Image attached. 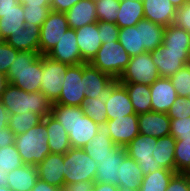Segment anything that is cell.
I'll list each match as a JSON object with an SVG mask.
<instances>
[{
	"label": "cell",
	"mask_w": 190,
	"mask_h": 191,
	"mask_svg": "<svg viewBox=\"0 0 190 191\" xmlns=\"http://www.w3.org/2000/svg\"><path fill=\"white\" fill-rule=\"evenodd\" d=\"M175 147L176 139L172 135L155 138L139 134L124 148L145 176L161 168L175 171Z\"/></svg>",
	"instance_id": "6da1fadb"
},
{
	"label": "cell",
	"mask_w": 190,
	"mask_h": 191,
	"mask_svg": "<svg viewBox=\"0 0 190 191\" xmlns=\"http://www.w3.org/2000/svg\"><path fill=\"white\" fill-rule=\"evenodd\" d=\"M50 115L65 128L72 148H83L98 131V125L85 115L82 107L52 103Z\"/></svg>",
	"instance_id": "7a4b0ae2"
},
{
	"label": "cell",
	"mask_w": 190,
	"mask_h": 191,
	"mask_svg": "<svg viewBox=\"0 0 190 191\" xmlns=\"http://www.w3.org/2000/svg\"><path fill=\"white\" fill-rule=\"evenodd\" d=\"M42 55L18 51L7 73L8 82L26 92H39L42 79Z\"/></svg>",
	"instance_id": "3957f363"
},
{
	"label": "cell",
	"mask_w": 190,
	"mask_h": 191,
	"mask_svg": "<svg viewBox=\"0 0 190 191\" xmlns=\"http://www.w3.org/2000/svg\"><path fill=\"white\" fill-rule=\"evenodd\" d=\"M9 115L33 112L45 117L50 115L51 101L39 92H26L12 84H8L0 98Z\"/></svg>",
	"instance_id": "277c9868"
},
{
	"label": "cell",
	"mask_w": 190,
	"mask_h": 191,
	"mask_svg": "<svg viewBox=\"0 0 190 191\" xmlns=\"http://www.w3.org/2000/svg\"><path fill=\"white\" fill-rule=\"evenodd\" d=\"M47 137L48 131L44 121L15 136L14 144L24 164L38 165L51 153Z\"/></svg>",
	"instance_id": "5b68a950"
},
{
	"label": "cell",
	"mask_w": 190,
	"mask_h": 191,
	"mask_svg": "<svg viewBox=\"0 0 190 191\" xmlns=\"http://www.w3.org/2000/svg\"><path fill=\"white\" fill-rule=\"evenodd\" d=\"M130 58L120 42L115 41L102 44L90 64L118 80Z\"/></svg>",
	"instance_id": "8992f818"
},
{
	"label": "cell",
	"mask_w": 190,
	"mask_h": 191,
	"mask_svg": "<svg viewBox=\"0 0 190 191\" xmlns=\"http://www.w3.org/2000/svg\"><path fill=\"white\" fill-rule=\"evenodd\" d=\"M97 163L81 148H71L64 154L65 185L95 180Z\"/></svg>",
	"instance_id": "52a82bcc"
},
{
	"label": "cell",
	"mask_w": 190,
	"mask_h": 191,
	"mask_svg": "<svg viewBox=\"0 0 190 191\" xmlns=\"http://www.w3.org/2000/svg\"><path fill=\"white\" fill-rule=\"evenodd\" d=\"M84 85V63L69 65L62 84L59 98L54 102L60 105L81 107L86 99Z\"/></svg>",
	"instance_id": "ba28073f"
},
{
	"label": "cell",
	"mask_w": 190,
	"mask_h": 191,
	"mask_svg": "<svg viewBox=\"0 0 190 191\" xmlns=\"http://www.w3.org/2000/svg\"><path fill=\"white\" fill-rule=\"evenodd\" d=\"M160 77L150 52L130 58L126 69L118 78L120 83H140L151 85Z\"/></svg>",
	"instance_id": "9c48e42d"
},
{
	"label": "cell",
	"mask_w": 190,
	"mask_h": 191,
	"mask_svg": "<svg viewBox=\"0 0 190 191\" xmlns=\"http://www.w3.org/2000/svg\"><path fill=\"white\" fill-rule=\"evenodd\" d=\"M69 65L42 55V79L40 91L54 103L60 96Z\"/></svg>",
	"instance_id": "30bf717a"
},
{
	"label": "cell",
	"mask_w": 190,
	"mask_h": 191,
	"mask_svg": "<svg viewBox=\"0 0 190 191\" xmlns=\"http://www.w3.org/2000/svg\"><path fill=\"white\" fill-rule=\"evenodd\" d=\"M69 29L65 13L52 11L40 27V55H47Z\"/></svg>",
	"instance_id": "8fae6325"
},
{
	"label": "cell",
	"mask_w": 190,
	"mask_h": 191,
	"mask_svg": "<svg viewBox=\"0 0 190 191\" xmlns=\"http://www.w3.org/2000/svg\"><path fill=\"white\" fill-rule=\"evenodd\" d=\"M150 54L160 77L169 78L181 67L190 63V51L168 50L163 44Z\"/></svg>",
	"instance_id": "7c38bea8"
},
{
	"label": "cell",
	"mask_w": 190,
	"mask_h": 191,
	"mask_svg": "<svg viewBox=\"0 0 190 191\" xmlns=\"http://www.w3.org/2000/svg\"><path fill=\"white\" fill-rule=\"evenodd\" d=\"M108 120L136 114L125 86L115 80L105 96Z\"/></svg>",
	"instance_id": "4fadbf2b"
},
{
	"label": "cell",
	"mask_w": 190,
	"mask_h": 191,
	"mask_svg": "<svg viewBox=\"0 0 190 191\" xmlns=\"http://www.w3.org/2000/svg\"><path fill=\"white\" fill-rule=\"evenodd\" d=\"M126 156V149L115 145L111 149L110 155L97 163L94 183H109L120 188L119 168Z\"/></svg>",
	"instance_id": "5bb4252c"
},
{
	"label": "cell",
	"mask_w": 190,
	"mask_h": 191,
	"mask_svg": "<svg viewBox=\"0 0 190 191\" xmlns=\"http://www.w3.org/2000/svg\"><path fill=\"white\" fill-rule=\"evenodd\" d=\"M110 138L115 145L127 146L137 135H139L138 115L131 114L107 120Z\"/></svg>",
	"instance_id": "9a60e30c"
},
{
	"label": "cell",
	"mask_w": 190,
	"mask_h": 191,
	"mask_svg": "<svg viewBox=\"0 0 190 191\" xmlns=\"http://www.w3.org/2000/svg\"><path fill=\"white\" fill-rule=\"evenodd\" d=\"M47 56L67 65L83 64L75 30L69 28Z\"/></svg>",
	"instance_id": "2e32d148"
},
{
	"label": "cell",
	"mask_w": 190,
	"mask_h": 191,
	"mask_svg": "<svg viewBox=\"0 0 190 191\" xmlns=\"http://www.w3.org/2000/svg\"><path fill=\"white\" fill-rule=\"evenodd\" d=\"M151 110L167 113L175 102L177 92L169 78L159 77L150 85Z\"/></svg>",
	"instance_id": "e0dca14e"
},
{
	"label": "cell",
	"mask_w": 190,
	"mask_h": 191,
	"mask_svg": "<svg viewBox=\"0 0 190 191\" xmlns=\"http://www.w3.org/2000/svg\"><path fill=\"white\" fill-rule=\"evenodd\" d=\"M64 167V155L50 153L37 165L38 179L63 190Z\"/></svg>",
	"instance_id": "ac0fdd59"
},
{
	"label": "cell",
	"mask_w": 190,
	"mask_h": 191,
	"mask_svg": "<svg viewBox=\"0 0 190 191\" xmlns=\"http://www.w3.org/2000/svg\"><path fill=\"white\" fill-rule=\"evenodd\" d=\"M75 33L83 62L90 63L102 45L97 22L80 27Z\"/></svg>",
	"instance_id": "d6986e66"
},
{
	"label": "cell",
	"mask_w": 190,
	"mask_h": 191,
	"mask_svg": "<svg viewBox=\"0 0 190 191\" xmlns=\"http://www.w3.org/2000/svg\"><path fill=\"white\" fill-rule=\"evenodd\" d=\"M115 79L101 72L90 63H84V85L86 98L105 97Z\"/></svg>",
	"instance_id": "ffe728a7"
},
{
	"label": "cell",
	"mask_w": 190,
	"mask_h": 191,
	"mask_svg": "<svg viewBox=\"0 0 190 191\" xmlns=\"http://www.w3.org/2000/svg\"><path fill=\"white\" fill-rule=\"evenodd\" d=\"M140 135L161 138L170 135V118L167 113L146 112L138 115Z\"/></svg>",
	"instance_id": "44dd1931"
},
{
	"label": "cell",
	"mask_w": 190,
	"mask_h": 191,
	"mask_svg": "<svg viewBox=\"0 0 190 191\" xmlns=\"http://www.w3.org/2000/svg\"><path fill=\"white\" fill-rule=\"evenodd\" d=\"M114 146L115 144L110 138L107 121H105L98 124L96 135L82 149L98 163L110 155V151Z\"/></svg>",
	"instance_id": "7402d4cb"
},
{
	"label": "cell",
	"mask_w": 190,
	"mask_h": 191,
	"mask_svg": "<svg viewBox=\"0 0 190 191\" xmlns=\"http://www.w3.org/2000/svg\"><path fill=\"white\" fill-rule=\"evenodd\" d=\"M144 19L163 26L173 24L177 8L169 0H142Z\"/></svg>",
	"instance_id": "603a6c76"
},
{
	"label": "cell",
	"mask_w": 190,
	"mask_h": 191,
	"mask_svg": "<svg viewBox=\"0 0 190 191\" xmlns=\"http://www.w3.org/2000/svg\"><path fill=\"white\" fill-rule=\"evenodd\" d=\"M5 41L18 51L39 53L40 26L25 23L23 30L11 34Z\"/></svg>",
	"instance_id": "cb8c5ba5"
},
{
	"label": "cell",
	"mask_w": 190,
	"mask_h": 191,
	"mask_svg": "<svg viewBox=\"0 0 190 191\" xmlns=\"http://www.w3.org/2000/svg\"><path fill=\"white\" fill-rule=\"evenodd\" d=\"M65 15L69 28L74 30L98 21L96 4L91 0H80L65 12Z\"/></svg>",
	"instance_id": "d4e9b609"
},
{
	"label": "cell",
	"mask_w": 190,
	"mask_h": 191,
	"mask_svg": "<svg viewBox=\"0 0 190 191\" xmlns=\"http://www.w3.org/2000/svg\"><path fill=\"white\" fill-rule=\"evenodd\" d=\"M48 131V143L52 154H65L72 147L65 128L53 116L47 115L43 118Z\"/></svg>",
	"instance_id": "484cf974"
},
{
	"label": "cell",
	"mask_w": 190,
	"mask_h": 191,
	"mask_svg": "<svg viewBox=\"0 0 190 191\" xmlns=\"http://www.w3.org/2000/svg\"><path fill=\"white\" fill-rule=\"evenodd\" d=\"M7 187L12 191H31L38 180L37 165L24 164L7 173Z\"/></svg>",
	"instance_id": "4316f807"
},
{
	"label": "cell",
	"mask_w": 190,
	"mask_h": 191,
	"mask_svg": "<svg viewBox=\"0 0 190 191\" xmlns=\"http://www.w3.org/2000/svg\"><path fill=\"white\" fill-rule=\"evenodd\" d=\"M144 19L142 0H120L116 25L119 28L132 27Z\"/></svg>",
	"instance_id": "83f0119b"
},
{
	"label": "cell",
	"mask_w": 190,
	"mask_h": 191,
	"mask_svg": "<svg viewBox=\"0 0 190 191\" xmlns=\"http://www.w3.org/2000/svg\"><path fill=\"white\" fill-rule=\"evenodd\" d=\"M136 27H140L141 46L147 52L156 50L162 44L165 26L143 19Z\"/></svg>",
	"instance_id": "f1b7e54d"
},
{
	"label": "cell",
	"mask_w": 190,
	"mask_h": 191,
	"mask_svg": "<svg viewBox=\"0 0 190 191\" xmlns=\"http://www.w3.org/2000/svg\"><path fill=\"white\" fill-rule=\"evenodd\" d=\"M119 168L120 188L138 191L144 177L140 166L128 155L124 158Z\"/></svg>",
	"instance_id": "f546056e"
},
{
	"label": "cell",
	"mask_w": 190,
	"mask_h": 191,
	"mask_svg": "<svg viewBox=\"0 0 190 191\" xmlns=\"http://www.w3.org/2000/svg\"><path fill=\"white\" fill-rule=\"evenodd\" d=\"M122 84L128 92L129 98L137 115L152 111L150 85L140 83Z\"/></svg>",
	"instance_id": "4dcf8cb0"
},
{
	"label": "cell",
	"mask_w": 190,
	"mask_h": 191,
	"mask_svg": "<svg viewBox=\"0 0 190 191\" xmlns=\"http://www.w3.org/2000/svg\"><path fill=\"white\" fill-rule=\"evenodd\" d=\"M25 25L23 5L19 2L16 9L3 14L0 18V39L5 41L11 34L23 30Z\"/></svg>",
	"instance_id": "1f68e13d"
},
{
	"label": "cell",
	"mask_w": 190,
	"mask_h": 191,
	"mask_svg": "<svg viewBox=\"0 0 190 191\" xmlns=\"http://www.w3.org/2000/svg\"><path fill=\"white\" fill-rule=\"evenodd\" d=\"M162 44L168 50L190 51V34L173 24L166 26Z\"/></svg>",
	"instance_id": "d6a6232c"
},
{
	"label": "cell",
	"mask_w": 190,
	"mask_h": 191,
	"mask_svg": "<svg viewBox=\"0 0 190 191\" xmlns=\"http://www.w3.org/2000/svg\"><path fill=\"white\" fill-rule=\"evenodd\" d=\"M176 173V171L163 168L149 173L142 178L138 191H166Z\"/></svg>",
	"instance_id": "836d02e7"
},
{
	"label": "cell",
	"mask_w": 190,
	"mask_h": 191,
	"mask_svg": "<svg viewBox=\"0 0 190 191\" xmlns=\"http://www.w3.org/2000/svg\"><path fill=\"white\" fill-rule=\"evenodd\" d=\"M118 41L130 57L147 52L141 46L140 27L132 26L120 28Z\"/></svg>",
	"instance_id": "e575fe53"
},
{
	"label": "cell",
	"mask_w": 190,
	"mask_h": 191,
	"mask_svg": "<svg viewBox=\"0 0 190 191\" xmlns=\"http://www.w3.org/2000/svg\"><path fill=\"white\" fill-rule=\"evenodd\" d=\"M43 116L33 112L14 114L9 116L8 127L13 131L15 136L26 132L43 121Z\"/></svg>",
	"instance_id": "d590c367"
},
{
	"label": "cell",
	"mask_w": 190,
	"mask_h": 191,
	"mask_svg": "<svg viewBox=\"0 0 190 191\" xmlns=\"http://www.w3.org/2000/svg\"><path fill=\"white\" fill-rule=\"evenodd\" d=\"M86 116H89L97 125L108 120L105 97L86 98L81 106Z\"/></svg>",
	"instance_id": "8d00e7d4"
},
{
	"label": "cell",
	"mask_w": 190,
	"mask_h": 191,
	"mask_svg": "<svg viewBox=\"0 0 190 191\" xmlns=\"http://www.w3.org/2000/svg\"><path fill=\"white\" fill-rule=\"evenodd\" d=\"M174 157L177 173L190 171V137L176 140Z\"/></svg>",
	"instance_id": "74e56055"
},
{
	"label": "cell",
	"mask_w": 190,
	"mask_h": 191,
	"mask_svg": "<svg viewBox=\"0 0 190 191\" xmlns=\"http://www.w3.org/2000/svg\"><path fill=\"white\" fill-rule=\"evenodd\" d=\"M24 165L15 144L0 148V170L9 173Z\"/></svg>",
	"instance_id": "f35d334b"
},
{
	"label": "cell",
	"mask_w": 190,
	"mask_h": 191,
	"mask_svg": "<svg viewBox=\"0 0 190 191\" xmlns=\"http://www.w3.org/2000/svg\"><path fill=\"white\" fill-rule=\"evenodd\" d=\"M169 79L177 92V96L188 97L190 94V63L181 67Z\"/></svg>",
	"instance_id": "ab89813d"
},
{
	"label": "cell",
	"mask_w": 190,
	"mask_h": 191,
	"mask_svg": "<svg viewBox=\"0 0 190 191\" xmlns=\"http://www.w3.org/2000/svg\"><path fill=\"white\" fill-rule=\"evenodd\" d=\"M120 0H100L96 3L98 21L116 23Z\"/></svg>",
	"instance_id": "60d3db41"
},
{
	"label": "cell",
	"mask_w": 190,
	"mask_h": 191,
	"mask_svg": "<svg viewBox=\"0 0 190 191\" xmlns=\"http://www.w3.org/2000/svg\"><path fill=\"white\" fill-rule=\"evenodd\" d=\"M25 23L40 26L51 12L50 7L23 6Z\"/></svg>",
	"instance_id": "b9f144b4"
},
{
	"label": "cell",
	"mask_w": 190,
	"mask_h": 191,
	"mask_svg": "<svg viewBox=\"0 0 190 191\" xmlns=\"http://www.w3.org/2000/svg\"><path fill=\"white\" fill-rule=\"evenodd\" d=\"M18 50L9 45L6 41H0V72L7 75L11 64L17 57Z\"/></svg>",
	"instance_id": "7bdbcfd3"
},
{
	"label": "cell",
	"mask_w": 190,
	"mask_h": 191,
	"mask_svg": "<svg viewBox=\"0 0 190 191\" xmlns=\"http://www.w3.org/2000/svg\"><path fill=\"white\" fill-rule=\"evenodd\" d=\"M170 135L176 140L190 137V116L186 118L170 119Z\"/></svg>",
	"instance_id": "ee69618b"
},
{
	"label": "cell",
	"mask_w": 190,
	"mask_h": 191,
	"mask_svg": "<svg viewBox=\"0 0 190 191\" xmlns=\"http://www.w3.org/2000/svg\"><path fill=\"white\" fill-rule=\"evenodd\" d=\"M97 25L102 44L118 41L120 28L116 23L97 21Z\"/></svg>",
	"instance_id": "f6af8a7d"
},
{
	"label": "cell",
	"mask_w": 190,
	"mask_h": 191,
	"mask_svg": "<svg viewBox=\"0 0 190 191\" xmlns=\"http://www.w3.org/2000/svg\"><path fill=\"white\" fill-rule=\"evenodd\" d=\"M167 115L170 119L186 118L190 116V100L185 97L178 96L171 105Z\"/></svg>",
	"instance_id": "bcb514c9"
},
{
	"label": "cell",
	"mask_w": 190,
	"mask_h": 191,
	"mask_svg": "<svg viewBox=\"0 0 190 191\" xmlns=\"http://www.w3.org/2000/svg\"><path fill=\"white\" fill-rule=\"evenodd\" d=\"M173 25L185 29L190 34V0L177 9Z\"/></svg>",
	"instance_id": "7dc6e473"
},
{
	"label": "cell",
	"mask_w": 190,
	"mask_h": 191,
	"mask_svg": "<svg viewBox=\"0 0 190 191\" xmlns=\"http://www.w3.org/2000/svg\"><path fill=\"white\" fill-rule=\"evenodd\" d=\"M166 191H190L187 175L185 173H176Z\"/></svg>",
	"instance_id": "c3c4849f"
},
{
	"label": "cell",
	"mask_w": 190,
	"mask_h": 191,
	"mask_svg": "<svg viewBox=\"0 0 190 191\" xmlns=\"http://www.w3.org/2000/svg\"><path fill=\"white\" fill-rule=\"evenodd\" d=\"M80 0H51L50 8L52 11L65 13Z\"/></svg>",
	"instance_id": "681fc988"
},
{
	"label": "cell",
	"mask_w": 190,
	"mask_h": 191,
	"mask_svg": "<svg viewBox=\"0 0 190 191\" xmlns=\"http://www.w3.org/2000/svg\"><path fill=\"white\" fill-rule=\"evenodd\" d=\"M93 181H83L78 183H71L64 185L62 191H94L93 190Z\"/></svg>",
	"instance_id": "f907efd6"
},
{
	"label": "cell",
	"mask_w": 190,
	"mask_h": 191,
	"mask_svg": "<svg viewBox=\"0 0 190 191\" xmlns=\"http://www.w3.org/2000/svg\"><path fill=\"white\" fill-rule=\"evenodd\" d=\"M14 142H15V134L9 127L0 130V148L12 145L14 144Z\"/></svg>",
	"instance_id": "816d5d0a"
},
{
	"label": "cell",
	"mask_w": 190,
	"mask_h": 191,
	"mask_svg": "<svg viewBox=\"0 0 190 191\" xmlns=\"http://www.w3.org/2000/svg\"><path fill=\"white\" fill-rule=\"evenodd\" d=\"M18 3L19 0H0V18L3 17V14L16 9Z\"/></svg>",
	"instance_id": "f5cc1de1"
},
{
	"label": "cell",
	"mask_w": 190,
	"mask_h": 191,
	"mask_svg": "<svg viewBox=\"0 0 190 191\" xmlns=\"http://www.w3.org/2000/svg\"><path fill=\"white\" fill-rule=\"evenodd\" d=\"M31 191H62V189L38 179Z\"/></svg>",
	"instance_id": "db71d44e"
},
{
	"label": "cell",
	"mask_w": 190,
	"mask_h": 191,
	"mask_svg": "<svg viewBox=\"0 0 190 191\" xmlns=\"http://www.w3.org/2000/svg\"><path fill=\"white\" fill-rule=\"evenodd\" d=\"M51 0H19L23 6L50 7Z\"/></svg>",
	"instance_id": "11a10c76"
},
{
	"label": "cell",
	"mask_w": 190,
	"mask_h": 191,
	"mask_svg": "<svg viewBox=\"0 0 190 191\" xmlns=\"http://www.w3.org/2000/svg\"><path fill=\"white\" fill-rule=\"evenodd\" d=\"M9 116V112L6 110V108L0 101V130H3L4 128L8 127Z\"/></svg>",
	"instance_id": "9f6ffc18"
},
{
	"label": "cell",
	"mask_w": 190,
	"mask_h": 191,
	"mask_svg": "<svg viewBox=\"0 0 190 191\" xmlns=\"http://www.w3.org/2000/svg\"><path fill=\"white\" fill-rule=\"evenodd\" d=\"M94 191H118L119 187L113 184L107 183H94Z\"/></svg>",
	"instance_id": "6f0895ef"
},
{
	"label": "cell",
	"mask_w": 190,
	"mask_h": 191,
	"mask_svg": "<svg viewBox=\"0 0 190 191\" xmlns=\"http://www.w3.org/2000/svg\"><path fill=\"white\" fill-rule=\"evenodd\" d=\"M9 84L7 75L0 72V98L2 93L5 91L7 85Z\"/></svg>",
	"instance_id": "680465c9"
},
{
	"label": "cell",
	"mask_w": 190,
	"mask_h": 191,
	"mask_svg": "<svg viewBox=\"0 0 190 191\" xmlns=\"http://www.w3.org/2000/svg\"><path fill=\"white\" fill-rule=\"evenodd\" d=\"M169 1L173 4V6L175 8L178 9V8L182 7L189 0H169Z\"/></svg>",
	"instance_id": "91938a15"
},
{
	"label": "cell",
	"mask_w": 190,
	"mask_h": 191,
	"mask_svg": "<svg viewBox=\"0 0 190 191\" xmlns=\"http://www.w3.org/2000/svg\"><path fill=\"white\" fill-rule=\"evenodd\" d=\"M7 180V173L5 171L1 172L0 170V186H6Z\"/></svg>",
	"instance_id": "94428289"
},
{
	"label": "cell",
	"mask_w": 190,
	"mask_h": 191,
	"mask_svg": "<svg viewBox=\"0 0 190 191\" xmlns=\"http://www.w3.org/2000/svg\"><path fill=\"white\" fill-rule=\"evenodd\" d=\"M0 191H12L7 186H0Z\"/></svg>",
	"instance_id": "6125c7cd"
},
{
	"label": "cell",
	"mask_w": 190,
	"mask_h": 191,
	"mask_svg": "<svg viewBox=\"0 0 190 191\" xmlns=\"http://www.w3.org/2000/svg\"><path fill=\"white\" fill-rule=\"evenodd\" d=\"M185 174L187 175L188 183H189V186H190V171L186 172Z\"/></svg>",
	"instance_id": "be15d7a7"
},
{
	"label": "cell",
	"mask_w": 190,
	"mask_h": 191,
	"mask_svg": "<svg viewBox=\"0 0 190 191\" xmlns=\"http://www.w3.org/2000/svg\"><path fill=\"white\" fill-rule=\"evenodd\" d=\"M118 191H134V190H129V189H126V188H119Z\"/></svg>",
	"instance_id": "e7e4bbea"
},
{
	"label": "cell",
	"mask_w": 190,
	"mask_h": 191,
	"mask_svg": "<svg viewBox=\"0 0 190 191\" xmlns=\"http://www.w3.org/2000/svg\"><path fill=\"white\" fill-rule=\"evenodd\" d=\"M93 3H97V2H99L100 0H91Z\"/></svg>",
	"instance_id": "03108f58"
}]
</instances>
